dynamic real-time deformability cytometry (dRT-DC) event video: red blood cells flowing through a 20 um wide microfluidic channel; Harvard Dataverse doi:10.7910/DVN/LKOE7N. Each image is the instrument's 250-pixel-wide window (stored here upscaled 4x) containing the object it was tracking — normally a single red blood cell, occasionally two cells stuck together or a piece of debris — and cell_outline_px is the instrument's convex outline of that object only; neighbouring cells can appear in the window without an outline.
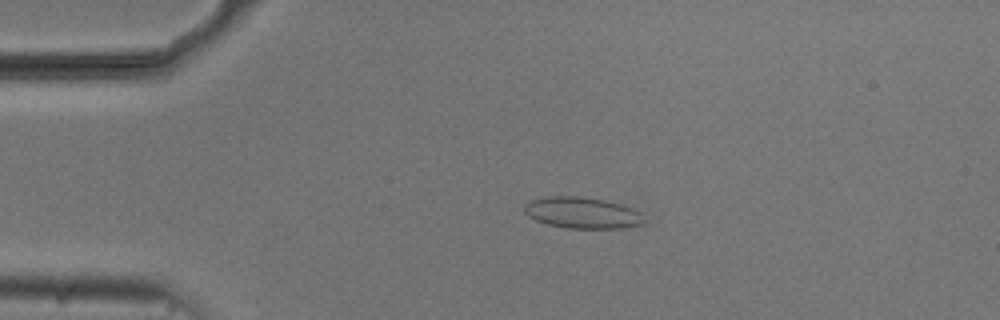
{"species": "common noctule bat (a hibernating species)", "species_latin": "Nyctalus noctula", "temperature_condition": "cold", "stored_images_in_passage": 20, "camera_frame_rate_fps": 3000, "um_per_image_px": 0.085, "animal": {"sex": "male", "body_mass_g": 20.5, "forearm_length_mm": 52.5}, "frame": {"image": 1, "passage_image": 12, "time_ms": 3.667, "image_size_px": [1000, 320], "cell_outline_px": [[644, 224], [620, 228], [568, 228], [548, 224], [536, 220], [528, 216], [524, 212], [524, 204], [532, 200], [548, 196], [580, 196], [604, 200], [620, 204], [632, 208], [640, 212], [644, 220]], "centroid_in_image_um": [49.48, 18.08], "position_along_channel_um": 35.5, "area_um2": 21.73}}